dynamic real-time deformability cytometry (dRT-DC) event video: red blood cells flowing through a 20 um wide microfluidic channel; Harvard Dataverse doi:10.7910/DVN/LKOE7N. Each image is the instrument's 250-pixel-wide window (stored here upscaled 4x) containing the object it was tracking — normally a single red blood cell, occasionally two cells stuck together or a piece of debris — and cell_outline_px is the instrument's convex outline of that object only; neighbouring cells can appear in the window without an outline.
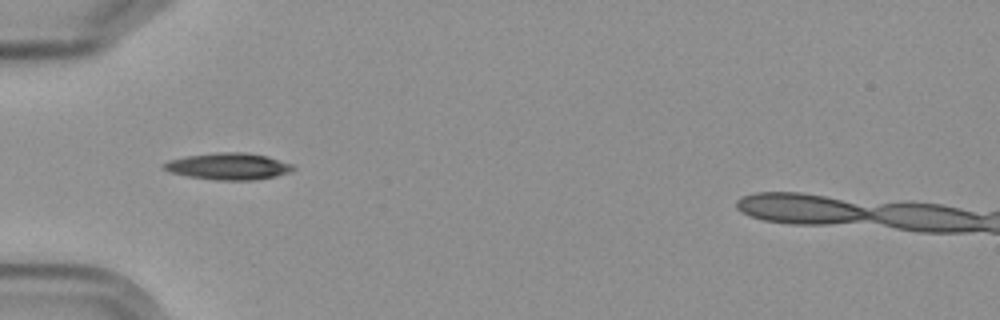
{"species": "Egyptian fruit bat (a non-hibernating species)", "species_latin": "Rousettus aegyptiacus", "temperature_condition": "cold", "stored_images_in_passage": 5, "camera_frame_rate_fps": 3000, "um_per_image_px": 0.085, "frame": {"image": 1, "passage_image": 4, "time_ms": 3.667, "image_size_px": [1000, 320], "cell_outline_px": [[296, 168], [292, 172], [276, 176], [252, 180], [220, 180], [188, 176], [172, 172], [164, 168], [160, 164], [168, 160], [184, 156], [216, 152], [244, 152], [268, 156], [292, 164]], "centroid_in_image_um": [19.44, 14.12], "position_along_channel_um": 65.6, "area_um2": 20.17}}
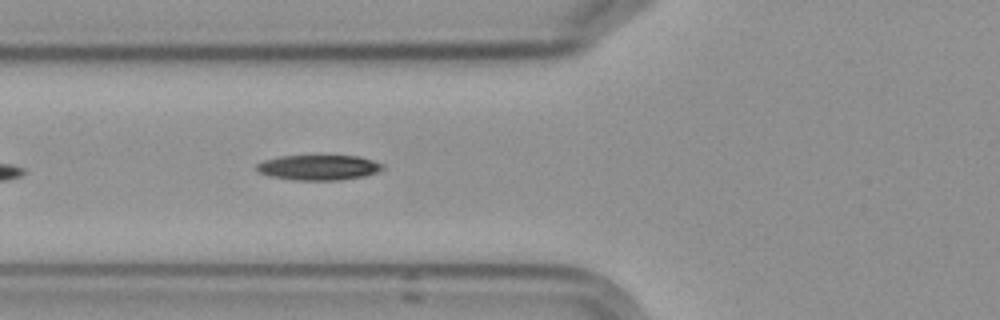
{"frame": {"image": 2, "passage_image": 5, "time_ms": 4.667, "image_size_px": [1000, 320], "cell_outline_px": [[384, 168], [376, 172], [364, 176], [336, 180], [296, 180], [272, 176], [260, 172], [256, 168], [256, 164], [264, 160], [280, 156], [320, 152], [360, 156], [384, 164]], "centroid_in_image_um": [27.11, 14.16], "position_along_channel_um": 98.7, "area_um2": 19.42}}